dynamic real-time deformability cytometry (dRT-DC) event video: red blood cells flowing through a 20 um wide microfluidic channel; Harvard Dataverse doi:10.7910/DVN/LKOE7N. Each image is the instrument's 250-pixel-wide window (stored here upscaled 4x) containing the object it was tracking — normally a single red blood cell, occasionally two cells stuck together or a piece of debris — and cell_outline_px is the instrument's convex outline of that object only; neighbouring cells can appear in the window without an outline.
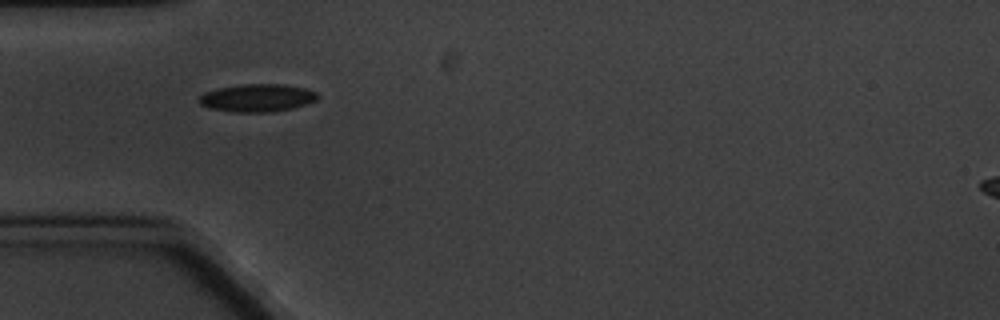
{"species": "common noctule bat (a hibernating species)", "species_latin": "Nyctalus noctula", "temperature_condition": "cold", "stored_images_in_passage": 2, "camera_frame_rate_fps": 3000, "um_per_image_px": 0.085, "animal": {"sex": "male", "body_mass_g": 20.1, "forearm_length_mm": 53.5}, "frame": {"image": 1, "passage_image": 1, "time_ms": 0.0, "image_size_px": [1000, 320], "cell_outline_px": [[320, 96], [316, 100], [308, 104], [292, 108], [272, 112], [236, 112], [208, 108], [200, 104], [200, 96], [204, 92], [216, 88], [244, 84], [284, 84], [304, 88], [316, 92]], "centroid_in_image_um": [21.88, 8.32], "position_along_channel_um": 63.1, "area_um2": 19.25}}